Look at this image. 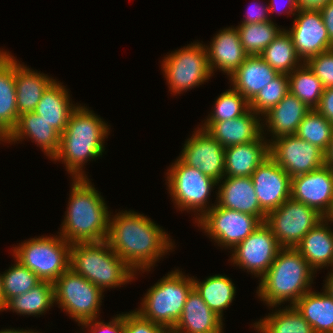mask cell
Wrapping results in <instances>:
<instances>
[{
    "label": "cell",
    "mask_w": 333,
    "mask_h": 333,
    "mask_svg": "<svg viewBox=\"0 0 333 333\" xmlns=\"http://www.w3.org/2000/svg\"><path fill=\"white\" fill-rule=\"evenodd\" d=\"M112 216L107 241L135 273L149 272L160 258L173 250L175 243L170 235L151 218L134 210H122Z\"/></svg>",
    "instance_id": "1"
},
{
    "label": "cell",
    "mask_w": 333,
    "mask_h": 333,
    "mask_svg": "<svg viewBox=\"0 0 333 333\" xmlns=\"http://www.w3.org/2000/svg\"><path fill=\"white\" fill-rule=\"evenodd\" d=\"M109 126L94 111L78 104L60 135L59 150L53 161H62L72 179L88 178L84 164L102 157Z\"/></svg>",
    "instance_id": "2"
},
{
    "label": "cell",
    "mask_w": 333,
    "mask_h": 333,
    "mask_svg": "<svg viewBox=\"0 0 333 333\" xmlns=\"http://www.w3.org/2000/svg\"><path fill=\"white\" fill-rule=\"evenodd\" d=\"M88 178L73 179L59 235L70 244L107 240L111 212Z\"/></svg>",
    "instance_id": "3"
},
{
    "label": "cell",
    "mask_w": 333,
    "mask_h": 333,
    "mask_svg": "<svg viewBox=\"0 0 333 333\" xmlns=\"http://www.w3.org/2000/svg\"><path fill=\"white\" fill-rule=\"evenodd\" d=\"M315 274L296 248H281L259 280L257 296L270 308L279 307L287 301L294 305L306 292L312 290Z\"/></svg>",
    "instance_id": "4"
},
{
    "label": "cell",
    "mask_w": 333,
    "mask_h": 333,
    "mask_svg": "<svg viewBox=\"0 0 333 333\" xmlns=\"http://www.w3.org/2000/svg\"><path fill=\"white\" fill-rule=\"evenodd\" d=\"M69 268L103 292L106 288L125 285L137 276L124 260L115 254L107 240L71 244Z\"/></svg>",
    "instance_id": "5"
},
{
    "label": "cell",
    "mask_w": 333,
    "mask_h": 333,
    "mask_svg": "<svg viewBox=\"0 0 333 333\" xmlns=\"http://www.w3.org/2000/svg\"><path fill=\"white\" fill-rule=\"evenodd\" d=\"M175 269L148 289L139 309L143 318L172 331L178 322L187 296L194 288L193 279ZM187 276V277H186Z\"/></svg>",
    "instance_id": "6"
},
{
    "label": "cell",
    "mask_w": 333,
    "mask_h": 333,
    "mask_svg": "<svg viewBox=\"0 0 333 333\" xmlns=\"http://www.w3.org/2000/svg\"><path fill=\"white\" fill-rule=\"evenodd\" d=\"M57 236L24 240L13 247V257L42 281L54 283L70 265L71 244Z\"/></svg>",
    "instance_id": "7"
},
{
    "label": "cell",
    "mask_w": 333,
    "mask_h": 333,
    "mask_svg": "<svg viewBox=\"0 0 333 333\" xmlns=\"http://www.w3.org/2000/svg\"><path fill=\"white\" fill-rule=\"evenodd\" d=\"M167 171L166 184L172 202L178 210L197 213L195 220L198 221L216 205H208L211 191L217 186V181L213 178L197 168L186 165L179 157Z\"/></svg>",
    "instance_id": "8"
},
{
    "label": "cell",
    "mask_w": 333,
    "mask_h": 333,
    "mask_svg": "<svg viewBox=\"0 0 333 333\" xmlns=\"http://www.w3.org/2000/svg\"><path fill=\"white\" fill-rule=\"evenodd\" d=\"M54 295L55 304L75 319L79 326L83 322L98 318L104 297L98 286L71 268L54 282Z\"/></svg>",
    "instance_id": "9"
},
{
    "label": "cell",
    "mask_w": 333,
    "mask_h": 333,
    "mask_svg": "<svg viewBox=\"0 0 333 333\" xmlns=\"http://www.w3.org/2000/svg\"><path fill=\"white\" fill-rule=\"evenodd\" d=\"M161 64L169 91L174 95L202 85L213 76L207 49L200 42H193L171 52Z\"/></svg>",
    "instance_id": "10"
},
{
    "label": "cell",
    "mask_w": 333,
    "mask_h": 333,
    "mask_svg": "<svg viewBox=\"0 0 333 333\" xmlns=\"http://www.w3.org/2000/svg\"><path fill=\"white\" fill-rule=\"evenodd\" d=\"M325 217L291 197L267 214L265 223L282 248H296L303 237Z\"/></svg>",
    "instance_id": "11"
},
{
    "label": "cell",
    "mask_w": 333,
    "mask_h": 333,
    "mask_svg": "<svg viewBox=\"0 0 333 333\" xmlns=\"http://www.w3.org/2000/svg\"><path fill=\"white\" fill-rule=\"evenodd\" d=\"M195 222L220 248L230 251L262 224L256 216L217 204Z\"/></svg>",
    "instance_id": "12"
},
{
    "label": "cell",
    "mask_w": 333,
    "mask_h": 333,
    "mask_svg": "<svg viewBox=\"0 0 333 333\" xmlns=\"http://www.w3.org/2000/svg\"><path fill=\"white\" fill-rule=\"evenodd\" d=\"M282 247L277 242L271 228L265 223L256 228L232 251L230 262L246 269L261 279L275 260Z\"/></svg>",
    "instance_id": "13"
},
{
    "label": "cell",
    "mask_w": 333,
    "mask_h": 333,
    "mask_svg": "<svg viewBox=\"0 0 333 333\" xmlns=\"http://www.w3.org/2000/svg\"><path fill=\"white\" fill-rule=\"evenodd\" d=\"M269 156L291 178L315 171L325 165L324 152L296 135H284L271 140Z\"/></svg>",
    "instance_id": "14"
},
{
    "label": "cell",
    "mask_w": 333,
    "mask_h": 333,
    "mask_svg": "<svg viewBox=\"0 0 333 333\" xmlns=\"http://www.w3.org/2000/svg\"><path fill=\"white\" fill-rule=\"evenodd\" d=\"M295 16L292 27L286 31L291 36L296 53L303 63L333 49L319 10L300 9Z\"/></svg>",
    "instance_id": "15"
},
{
    "label": "cell",
    "mask_w": 333,
    "mask_h": 333,
    "mask_svg": "<svg viewBox=\"0 0 333 333\" xmlns=\"http://www.w3.org/2000/svg\"><path fill=\"white\" fill-rule=\"evenodd\" d=\"M185 141L179 158L219 182L224 178L225 148L201 127Z\"/></svg>",
    "instance_id": "16"
},
{
    "label": "cell",
    "mask_w": 333,
    "mask_h": 333,
    "mask_svg": "<svg viewBox=\"0 0 333 333\" xmlns=\"http://www.w3.org/2000/svg\"><path fill=\"white\" fill-rule=\"evenodd\" d=\"M290 197L328 217L333 209V171L324 165L315 171L293 177Z\"/></svg>",
    "instance_id": "17"
},
{
    "label": "cell",
    "mask_w": 333,
    "mask_h": 333,
    "mask_svg": "<svg viewBox=\"0 0 333 333\" xmlns=\"http://www.w3.org/2000/svg\"><path fill=\"white\" fill-rule=\"evenodd\" d=\"M261 209L268 214L291 196V177L270 156L251 175Z\"/></svg>",
    "instance_id": "18"
},
{
    "label": "cell",
    "mask_w": 333,
    "mask_h": 333,
    "mask_svg": "<svg viewBox=\"0 0 333 333\" xmlns=\"http://www.w3.org/2000/svg\"><path fill=\"white\" fill-rule=\"evenodd\" d=\"M217 185L216 204L219 207L247 213L258 217L262 222L266 221L267 214L260 207L251 177H224Z\"/></svg>",
    "instance_id": "19"
},
{
    "label": "cell",
    "mask_w": 333,
    "mask_h": 333,
    "mask_svg": "<svg viewBox=\"0 0 333 333\" xmlns=\"http://www.w3.org/2000/svg\"><path fill=\"white\" fill-rule=\"evenodd\" d=\"M251 109L244 115L220 122H204L200 125L224 148L252 142L262 134V119Z\"/></svg>",
    "instance_id": "20"
},
{
    "label": "cell",
    "mask_w": 333,
    "mask_h": 333,
    "mask_svg": "<svg viewBox=\"0 0 333 333\" xmlns=\"http://www.w3.org/2000/svg\"><path fill=\"white\" fill-rule=\"evenodd\" d=\"M211 40L205 47L212 74L214 69H219L229 77L249 56L242 46L236 27L218 31Z\"/></svg>",
    "instance_id": "21"
},
{
    "label": "cell",
    "mask_w": 333,
    "mask_h": 333,
    "mask_svg": "<svg viewBox=\"0 0 333 333\" xmlns=\"http://www.w3.org/2000/svg\"><path fill=\"white\" fill-rule=\"evenodd\" d=\"M223 319L208 307L193 288L187 296L173 333H224Z\"/></svg>",
    "instance_id": "22"
},
{
    "label": "cell",
    "mask_w": 333,
    "mask_h": 333,
    "mask_svg": "<svg viewBox=\"0 0 333 333\" xmlns=\"http://www.w3.org/2000/svg\"><path fill=\"white\" fill-rule=\"evenodd\" d=\"M262 134L258 139L225 148L224 177H251L269 157V142Z\"/></svg>",
    "instance_id": "23"
},
{
    "label": "cell",
    "mask_w": 333,
    "mask_h": 333,
    "mask_svg": "<svg viewBox=\"0 0 333 333\" xmlns=\"http://www.w3.org/2000/svg\"><path fill=\"white\" fill-rule=\"evenodd\" d=\"M309 110L301 100L289 92L262 116V121H264L261 122L262 132L263 134L270 132L271 140L284 135H295L299 124ZM265 126L268 133H264Z\"/></svg>",
    "instance_id": "24"
},
{
    "label": "cell",
    "mask_w": 333,
    "mask_h": 333,
    "mask_svg": "<svg viewBox=\"0 0 333 333\" xmlns=\"http://www.w3.org/2000/svg\"><path fill=\"white\" fill-rule=\"evenodd\" d=\"M25 138L35 141L51 160L59 150L60 134L35 112L24 113L19 117L18 124L7 137L6 143H17Z\"/></svg>",
    "instance_id": "25"
},
{
    "label": "cell",
    "mask_w": 333,
    "mask_h": 333,
    "mask_svg": "<svg viewBox=\"0 0 333 333\" xmlns=\"http://www.w3.org/2000/svg\"><path fill=\"white\" fill-rule=\"evenodd\" d=\"M279 73L259 55L247 59L229 76L231 86L249 102Z\"/></svg>",
    "instance_id": "26"
},
{
    "label": "cell",
    "mask_w": 333,
    "mask_h": 333,
    "mask_svg": "<svg viewBox=\"0 0 333 333\" xmlns=\"http://www.w3.org/2000/svg\"><path fill=\"white\" fill-rule=\"evenodd\" d=\"M16 105L15 57L0 50V131L8 137L19 120Z\"/></svg>",
    "instance_id": "27"
},
{
    "label": "cell",
    "mask_w": 333,
    "mask_h": 333,
    "mask_svg": "<svg viewBox=\"0 0 333 333\" xmlns=\"http://www.w3.org/2000/svg\"><path fill=\"white\" fill-rule=\"evenodd\" d=\"M331 223L333 222L325 217L296 246L315 272L326 266L333 267V230L329 226Z\"/></svg>",
    "instance_id": "28"
},
{
    "label": "cell",
    "mask_w": 333,
    "mask_h": 333,
    "mask_svg": "<svg viewBox=\"0 0 333 333\" xmlns=\"http://www.w3.org/2000/svg\"><path fill=\"white\" fill-rule=\"evenodd\" d=\"M56 79L43 92L33 112L49 123L60 135L64 132L72 111L78 106L70 102V94Z\"/></svg>",
    "instance_id": "29"
},
{
    "label": "cell",
    "mask_w": 333,
    "mask_h": 333,
    "mask_svg": "<svg viewBox=\"0 0 333 333\" xmlns=\"http://www.w3.org/2000/svg\"><path fill=\"white\" fill-rule=\"evenodd\" d=\"M54 80L15 59L16 105L19 116L35 110L43 92Z\"/></svg>",
    "instance_id": "30"
},
{
    "label": "cell",
    "mask_w": 333,
    "mask_h": 333,
    "mask_svg": "<svg viewBox=\"0 0 333 333\" xmlns=\"http://www.w3.org/2000/svg\"><path fill=\"white\" fill-rule=\"evenodd\" d=\"M294 306L315 333H333V298L325 291L310 290Z\"/></svg>",
    "instance_id": "31"
},
{
    "label": "cell",
    "mask_w": 333,
    "mask_h": 333,
    "mask_svg": "<svg viewBox=\"0 0 333 333\" xmlns=\"http://www.w3.org/2000/svg\"><path fill=\"white\" fill-rule=\"evenodd\" d=\"M55 304L54 283L41 281L24 294L8 299L0 311L12 310L20 315L38 316Z\"/></svg>",
    "instance_id": "32"
},
{
    "label": "cell",
    "mask_w": 333,
    "mask_h": 333,
    "mask_svg": "<svg viewBox=\"0 0 333 333\" xmlns=\"http://www.w3.org/2000/svg\"><path fill=\"white\" fill-rule=\"evenodd\" d=\"M195 290L213 312L223 319V310L227 309L235 298L236 287L226 275L216 274L206 280L198 281L193 276Z\"/></svg>",
    "instance_id": "33"
},
{
    "label": "cell",
    "mask_w": 333,
    "mask_h": 333,
    "mask_svg": "<svg viewBox=\"0 0 333 333\" xmlns=\"http://www.w3.org/2000/svg\"><path fill=\"white\" fill-rule=\"evenodd\" d=\"M268 314L253 324L258 333H315L294 305Z\"/></svg>",
    "instance_id": "34"
},
{
    "label": "cell",
    "mask_w": 333,
    "mask_h": 333,
    "mask_svg": "<svg viewBox=\"0 0 333 333\" xmlns=\"http://www.w3.org/2000/svg\"><path fill=\"white\" fill-rule=\"evenodd\" d=\"M259 56L279 74L288 75L303 64L296 53L291 36L284 28Z\"/></svg>",
    "instance_id": "35"
},
{
    "label": "cell",
    "mask_w": 333,
    "mask_h": 333,
    "mask_svg": "<svg viewBox=\"0 0 333 333\" xmlns=\"http://www.w3.org/2000/svg\"><path fill=\"white\" fill-rule=\"evenodd\" d=\"M289 92L309 109H316L321 101L324 86L306 63L288 74Z\"/></svg>",
    "instance_id": "36"
},
{
    "label": "cell",
    "mask_w": 333,
    "mask_h": 333,
    "mask_svg": "<svg viewBox=\"0 0 333 333\" xmlns=\"http://www.w3.org/2000/svg\"><path fill=\"white\" fill-rule=\"evenodd\" d=\"M236 28L242 46L249 56L260 55L283 30L272 20L256 24H239Z\"/></svg>",
    "instance_id": "37"
},
{
    "label": "cell",
    "mask_w": 333,
    "mask_h": 333,
    "mask_svg": "<svg viewBox=\"0 0 333 333\" xmlns=\"http://www.w3.org/2000/svg\"><path fill=\"white\" fill-rule=\"evenodd\" d=\"M332 133L333 124L316 109H310L299 124L295 135L317 146L324 152L331 139Z\"/></svg>",
    "instance_id": "38"
},
{
    "label": "cell",
    "mask_w": 333,
    "mask_h": 333,
    "mask_svg": "<svg viewBox=\"0 0 333 333\" xmlns=\"http://www.w3.org/2000/svg\"><path fill=\"white\" fill-rule=\"evenodd\" d=\"M213 111L204 122H220L240 117L250 110L249 101L233 87L215 100Z\"/></svg>",
    "instance_id": "39"
},
{
    "label": "cell",
    "mask_w": 333,
    "mask_h": 333,
    "mask_svg": "<svg viewBox=\"0 0 333 333\" xmlns=\"http://www.w3.org/2000/svg\"><path fill=\"white\" fill-rule=\"evenodd\" d=\"M4 304L16 296L26 293L42 280L27 267L15 260L9 269L2 272Z\"/></svg>",
    "instance_id": "40"
},
{
    "label": "cell",
    "mask_w": 333,
    "mask_h": 333,
    "mask_svg": "<svg viewBox=\"0 0 333 333\" xmlns=\"http://www.w3.org/2000/svg\"><path fill=\"white\" fill-rule=\"evenodd\" d=\"M289 93L287 74H279L249 102L250 109L261 117Z\"/></svg>",
    "instance_id": "41"
},
{
    "label": "cell",
    "mask_w": 333,
    "mask_h": 333,
    "mask_svg": "<svg viewBox=\"0 0 333 333\" xmlns=\"http://www.w3.org/2000/svg\"><path fill=\"white\" fill-rule=\"evenodd\" d=\"M306 64L321 80L324 88L333 87V49L310 58Z\"/></svg>",
    "instance_id": "42"
},
{
    "label": "cell",
    "mask_w": 333,
    "mask_h": 333,
    "mask_svg": "<svg viewBox=\"0 0 333 333\" xmlns=\"http://www.w3.org/2000/svg\"><path fill=\"white\" fill-rule=\"evenodd\" d=\"M123 333H170L161 325L143 318L135 310L123 313Z\"/></svg>",
    "instance_id": "43"
},
{
    "label": "cell",
    "mask_w": 333,
    "mask_h": 333,
    "mask_svg": "<svg viewBox=\"0 0 333 333\" xmlns=\"http://www.w3.org/2000/svg\"><path fill=\"white\" fill-rule=\"evenodd\" d=\"M81 325L82 327L87 328L89 333H123V313L117 314L108 323L98 321L96 318L94 320L83 322Z\"/></svg>",
    "instance_id": "44"
},
{
    "label": "cell",
    "mask_w": 333,
    "mask_h": 333,
    "mask_svg": "<svg viewBox=\"0 0 333 333\" xmlns=\"http://www.w3.org/2000/svg\"><path fill=\"white\" fill-rule=\"evenodd\" d=\"M248 9L247 15L245 16V19L241 21V24H256L271 21V17L268 16V5L264 6V4L253 2L252 6L250 5Z\"/></svg>",
    "instance_id": "45"
},
{
    "label": "cell",
    "mask_w": 333,
    "mask_h": 333,
    "mask_svg": "<svg viewBox=\"0 0 333 333\" xmlns=\"http://www.w3.org/2000/svg\"><path fill=\"white\" fill-rule=\"evenodd\" d=\"M316 110L333 124V87L324 89Z\"/></svg>",
    "instance_id": "46"
},
{
    "label": "cell",
    "mask_w": 333,
    "mask_h": 333,
    "mask_svg": "<svg viewBox=\"0 0 333 333\" xmlns=\"http://www.w3.org/2000/svg\"><path fill=\"white\" fill-rule=\"evenodd\" d=\"M319 11L326 27L328 37L333 43V0L329 1L325 6H322Z\"/></svg>",
    "instance_id": "47"
},
{
    "label": "cell",
    "mask_w": 333,
    "mask_h": 333,
    "mask_svg": "<svg viewBox=\"0 0 333 333\" xmlns=\"http://www.w3.org/2000/svg\"><path fill=\"white\" fill-rule=\"evenodd\" d=\"M279 1L280 0H271L270 1V3L268 4L269 14H273V12H276V11L278 13L282 14L281 13L282 11L283 12L286 11L284 13H286L287 15H293V16H295L298 13V11L300 10L297 0H285L286 4H287V5L286 4L285 5L287 6V9L289 8V10H287L286 8H284L286 10H282V9L278 10L280 8V6H281L279 4L280 3Z\"/></svg>",
    "instance_id": "48"
},
{
    "label": "cell",
    "mask_w": 333,
    "mask_h": 333,
    "mask_svg": "<svg viewBox=\"0 0 333 333\" xmlns=\"http://www.w3.org/2000/svg\"><path fill=\"white\" fill-rule=\"evenodd\" d=\"M332 0H297L300 9L319 10Z\"/></svg>",
    "instance_id": "49"
},
{
    "label": "cell",
    "mask_w": 333,
    "mask_h": 333,
    "mask_svg": "<svg viewBox=\"0 0 333 333\" xmlns=\"http://www.w3.org/2000/svg\"><path fill=\"white\" fill-rule=\"evenodd\" d=\"M324 163L333 171V133L328 143L326 150L324 151Z\"/></svg>",
    "instance_id": "50"
},
{
    "label": "cell",
    "mask_w": 333,
    "mask_h": 333,
    "mask_svg": "<svg viewBox=\"0 0 333 333\" xmlns=\"http://www.w3.org/2000/svg\"><path fill=\"white\" fill-rule=\"evenodd\" d=\"M330 272L325 280L324 291L333 298V267H330Z\"/></svg>",
    "instance_id": "51"
},
{
    "label": "cell",
    "mask_w": 333,
    "mask_h": 333,
    "mask_svg": "<svg viewBox=\"0 0 333 333\" xmlns=\"http://www.w3.org/2000/svg\"><path fill=\"white\" fill-rule=\"evenodd\" d=\"M0 333H40L38 331L34 332L32 329L31 330H24V329H3V330H0Z\"/></svg>",
    "instance_id": "52"
},
{
    "label": "cell",
    "mask_w": 333,
    "mask_h": 333,
    "mask_svg": "<svg viewBox=\"0 0 333 333\" xmlns=\"http://www.w3.org/2000/svg\"><path fill=\"white\" fill-rule=\"evenodd\" d=\"M4 306L3 278L0 273V309Z\"/></svg>",
    "instance_id": "53"
},
{
    "label": "cell",
    "mask_w": 333,
    "mask_h": 333,
    "mask_svg": "<svg viewBox=\"0 0 333 333\" xmlns=\"http://www.w3.org/2000/svg\"><path fill=\"white\" fill-rule=\"evenodd\" d=\"M0 141L7 142V137L0 131Z\"/></svg>",
    "instance_id": "54"
},
{
    "label": "cell",
    "mask_w": 333,
    "mask_h": 333,
    "mask_svg": "<svg viewBox=\"0 0 333 333\" xmlns=\"http://www.w3.org/2000/svg\"><path fill=\"white\" fill-rule=\"evenodd\" d=\"M327 218L333 222V209Z\"/></svg>",
    "instance_id": "55"
}]
</instances>
